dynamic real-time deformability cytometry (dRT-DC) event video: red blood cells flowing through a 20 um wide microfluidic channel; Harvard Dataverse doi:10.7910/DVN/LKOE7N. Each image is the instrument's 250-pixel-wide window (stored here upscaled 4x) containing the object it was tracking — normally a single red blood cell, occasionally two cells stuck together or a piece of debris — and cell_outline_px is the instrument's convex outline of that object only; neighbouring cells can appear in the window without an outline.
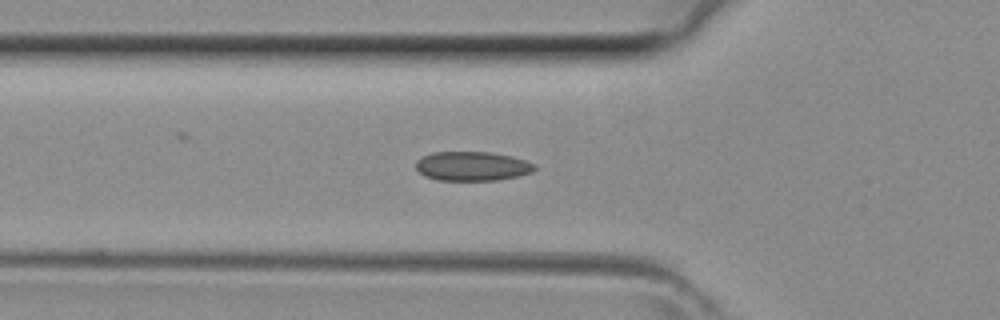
{"species": "common noctule bat (a hibernating species)", "species_latin": "Nyctalus noctula", "temperature_condition": "room temperature", "stored_images_in_passage": 35, "camera_frame_rate_fps": 3000, "um_per_image_px": 0.085, "animal": {"sex": "female", "body_mass_g": 29.2, "forearm_length_mm": 56.3}, "frame": {"image": 1, "passage_image": 6, "time_ms": 1.667, "image_size_px": [1000, 320], "cell_outline_px": [[536, 168], [532, 172], [516, 176], [496, 180], [440, 180], [424, 176], [416, 168], [416, 160], [432, 152], [492, 152], [512, 156], [536, 164]], "centroid_in_image_um": [40.14, 14.11], "position_along_channel_um": 85.7, "area_um2": 20.17}}
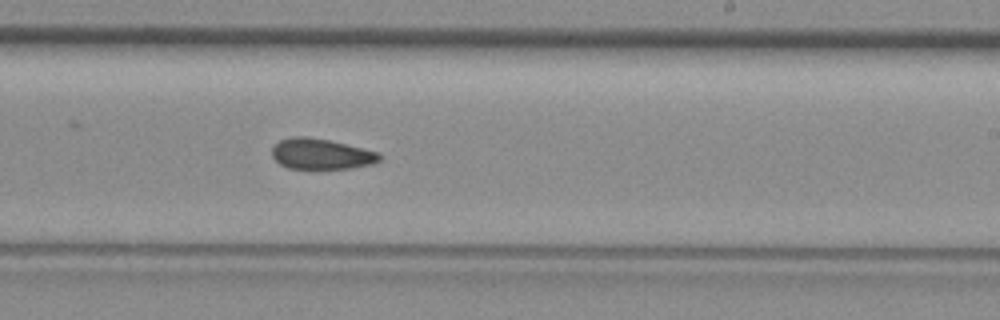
{"frame": {"image": 2, "passage_image": 17, "time_ms": 5.333, "image_size_px": [1000, 320], "cell_outline_px": [[380, 160], [372, 164], [352, 168], [288, 168], [280, 164], [272, 156], [272, 148], [280, 140], [292, 136], [304, 136], [328, 140], [380, 152]], "centroid_in_image_um": [27.3, 13.08], "position_along_channel_um": 261.7, "area_um2": 19.02}}
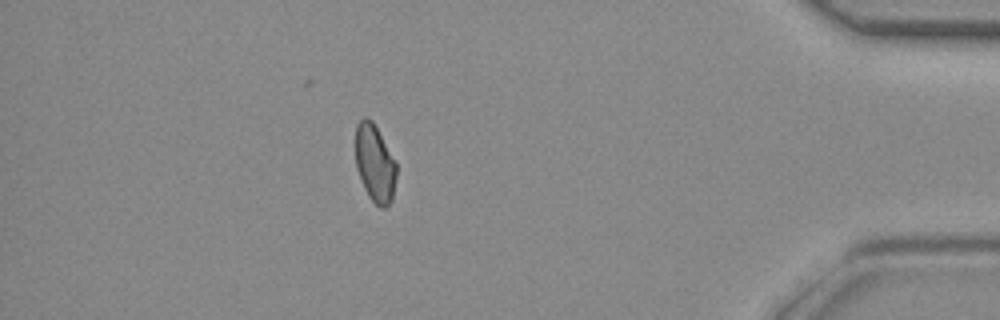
{"frame": {"image": 3, "passage_image": 29, "time_ms": 9.333, "image_size_px": [1000, 320], "cell_outline_px": [[396, 176], [392, 200], [384, 208], [380, 208], [368, 196], [360, 180], [356, 168], [356, 124], [364, 116], [368, 116], [372, 120], [396, 160]], "centroid_in_image_um": [31.86, 13.87], "position_along_channel_um": 403.3, "area_um2": 18.67}}